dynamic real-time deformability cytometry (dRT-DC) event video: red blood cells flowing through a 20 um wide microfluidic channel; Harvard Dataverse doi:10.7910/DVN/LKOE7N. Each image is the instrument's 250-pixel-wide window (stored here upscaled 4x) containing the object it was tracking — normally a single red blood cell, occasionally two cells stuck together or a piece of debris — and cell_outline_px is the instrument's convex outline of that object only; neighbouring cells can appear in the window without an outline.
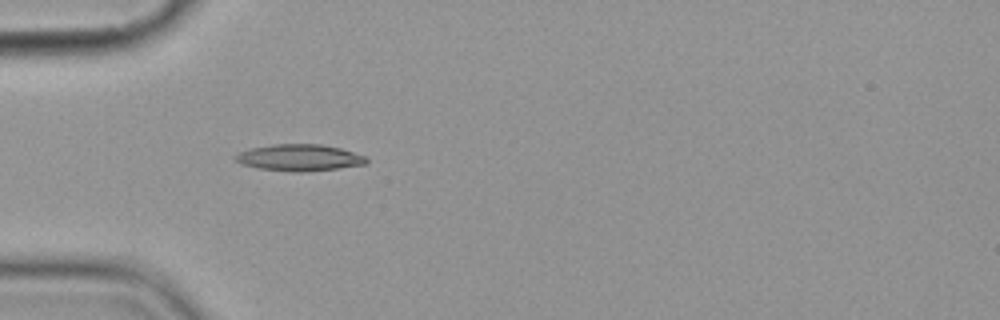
{"species": "common noctule bat (a hibernating species)", "species_latin": "Nyctalus noctula", "temperature_condition": "cold", "stored_images_in_passage": 7, "camera_frame_rate_fps": 3000, "um_per_image_px": 0.085, "animal": {"sex": "female", "body_mass_g": 19.9}, "frame": {"image": 1, "passage_image": 5, "time_ms": 5.667, "image_size_px": [1000, 320], "cell_outline_px": [[368, 164], [340, 168], [300, 172], [292, 172], [256, 168], [240, 164], [232, 156], [248, 148], [272, 144], [320, 144], [340, 148], [368, 156]], "centroid_in_image_um": [25.44, 13.4], "position_along_channel_um": 59.6, "area_um2": 20.63}}
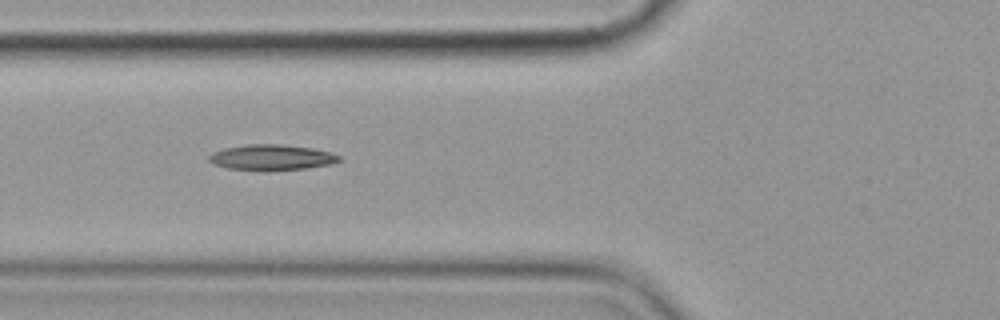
{"frame": {"image": 2, "passage_image": 6, "time_ms": 7.0, "image_size_px": [1000, 320], "cell_outline_px": [[340, 160], [332, 164], [308, 168], [228, 168], [212, 164], [208, 160], [208, 156], [212, 152], [224, 148], [248, 144], [280, 144], [312, 148], [328, 152], [340, 156]], "centroid_in_image_um": [23.06, 13.34], "position_along_channel_um": 102.7, "area_um2": 18.61}}
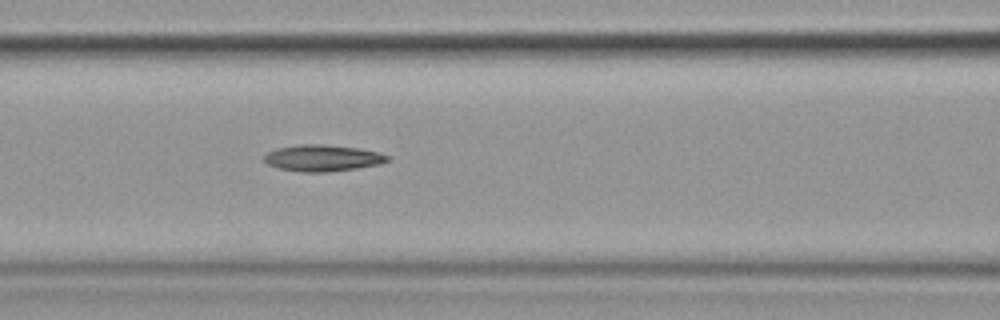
{"frame": {"image": 3, "passage_image": 7, "time_ms": 8.0, "image_size_px": [1000, 320], "cell_outline_px": [[388, 160], [380, 164], [356, 168], [324, 172], [300, 172], [280, 168], [268, 164], [264, 160], [264, 156], [268, 152], [276, 148], [300, 144], [320, 144], [360, 148], [380, 152], [388, 156]], "centroid_in_image_um": [27.42, 13.42], "position_along_channel_um": 139.2, "area_um2": 18.9}}